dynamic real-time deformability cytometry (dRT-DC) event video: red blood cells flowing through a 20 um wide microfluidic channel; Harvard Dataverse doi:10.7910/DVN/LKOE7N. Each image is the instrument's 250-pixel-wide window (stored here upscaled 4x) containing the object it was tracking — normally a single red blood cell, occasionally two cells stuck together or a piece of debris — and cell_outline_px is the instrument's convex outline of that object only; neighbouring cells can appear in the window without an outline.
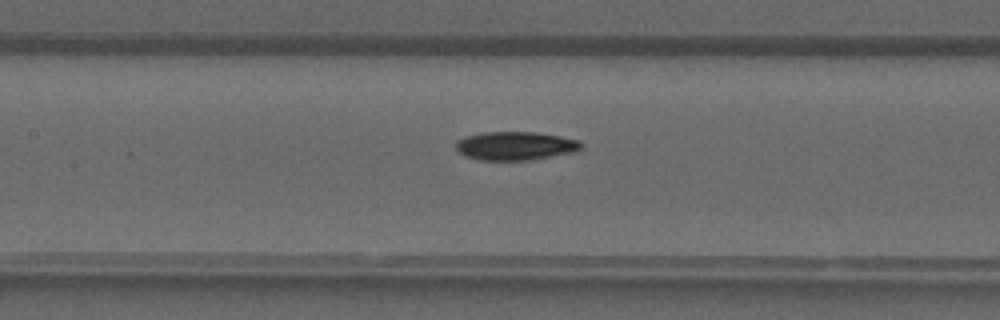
{"species": "common noctule bat (a hibernating species)", "species_latin": "Nyctalus noctula", "temperature_condition": "warm", "stored_images_in_passage": 17, "camera_frame_rate_fps": 3000, "um_per_image_px": 0.085, "animal": {"sex": "male", "forearm_length_mm": 52.5}, "frame": {"image": 1, "passage_image": 9, "time_ms": 2.667, "image_size_px": [1000, 320], "cell_outline_px": [[584, 144], [576, 152], [532, 160], [480, 160], [464, 156], [456, 148], [456, 140], [464, 136], [484, 132], [532, 132], [560, 136], [580, 140]], "centroid_in_image_um": [43.82, 12.4], "position_along_channel_um": 163.6, "area_um2": 21.04}}
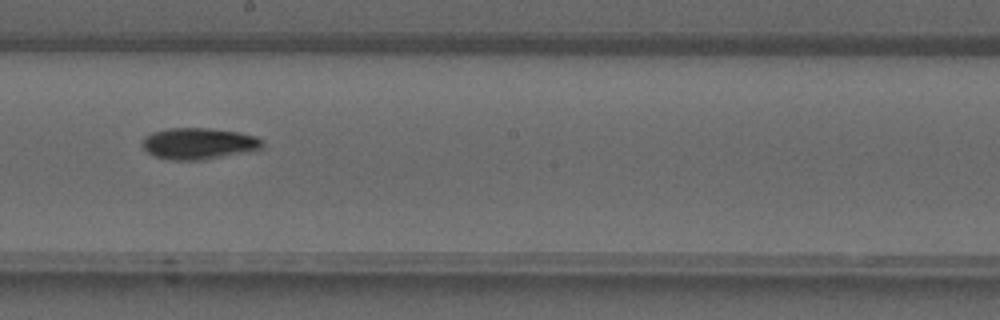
{"frame": {"image": 2, "passage_image": 13, "time_ms": 4.0, "image_size_px": [1000, 320], "cell_outline_px": [[264, 148], [200, 160], [168, 160], [156, 156], [148, 152], [140, 144], [144, 136], [152, 132], [168, 128], [208, 128], [240, 132], [256, 136], [264, 140]], "centroid_in_image_um": [16.88, 12.19], "position_along_channel_um": 231.3, "area_um2": 22.02}}
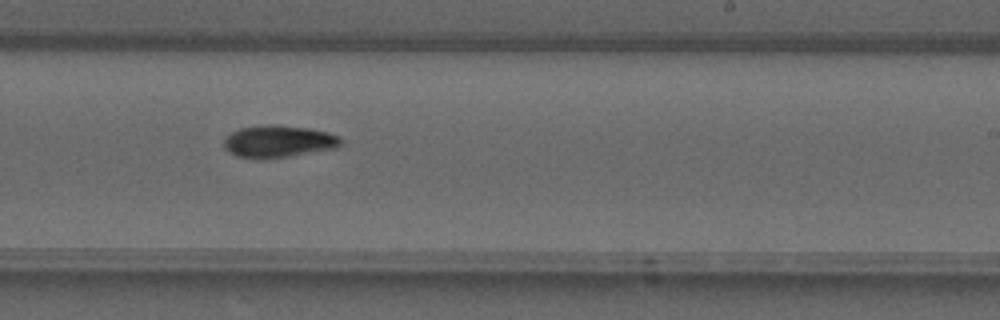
{"frame": {"image": 3, "passage_image": 15, "time_ms": 4.667, "image_size_px": [1000, 320], "cell_outline_px": [[340, 144], [336, 148], [264, 160], [256, 160], [236, 156], [228, 152], [224, 148], [224, 136], [240, 128], [268, 124], [308, 128], [328, 132], [336, 136], [340, 140]], "centroid_in_image_um": [23.58, 12.04], "position_along_channel_um": 265.4, "area_um2": 21.96}}